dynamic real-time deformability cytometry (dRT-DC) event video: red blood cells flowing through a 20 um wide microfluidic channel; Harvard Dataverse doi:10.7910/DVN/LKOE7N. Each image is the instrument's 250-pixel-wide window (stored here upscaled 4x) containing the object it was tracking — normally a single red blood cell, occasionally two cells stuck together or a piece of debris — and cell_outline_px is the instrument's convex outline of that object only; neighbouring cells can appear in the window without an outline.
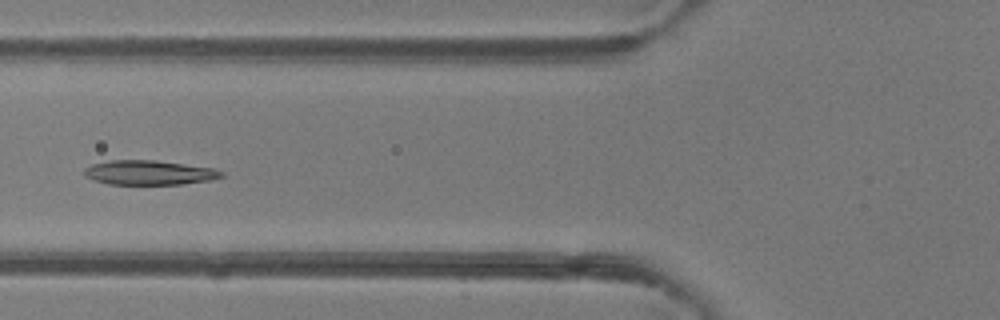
{"species": "common noctule bat (a hibernating species)", "species_latin": "Nyctalus noctula", "temperature_condition": "room temperature", "stored_images_in_passage": 7, "camera_frame_rate_fps": 3000, "um_per_image_px": 0.085, "animal": {"sex": "female"}, "frame": {"image": 1, "passage_image": 7, "time_ms": 7.0, "image_size_px": [1000, 320], "cell_outline_px": [[224, 176], [212, 180], [180, 184], [108, 184], [84, 176], [84, 168], [92, 164], [108, 160], [156, 160], [212, 168], [224, 172]], "centroid_in_image_um": [12.67, 14.67], "position_along_channel_um": 113.1, "area_um2": 19.54}}